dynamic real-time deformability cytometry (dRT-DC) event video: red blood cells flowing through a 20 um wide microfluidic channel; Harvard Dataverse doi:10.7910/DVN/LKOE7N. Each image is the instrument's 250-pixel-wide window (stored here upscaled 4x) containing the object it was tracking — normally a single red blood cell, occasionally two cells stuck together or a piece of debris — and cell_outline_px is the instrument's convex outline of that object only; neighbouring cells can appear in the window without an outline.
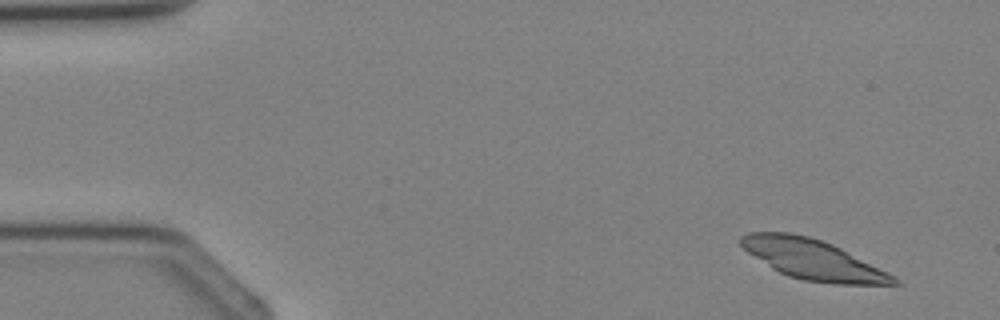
{"species": "Egyptian fruit bat (a non-hibernating species)", "species_latin": "Rousettus aegyptiacus", "temperature_condition": "cold", "stored_images_in_passage": 3, "camera_frame_rate_fps": 3000, "um_per_image_px": 0.085, "animal": {"sex": "female"}, "frame": {"image": 1, "passage_image": 1, "time_ms": 0.0, "image_size_px": [1000, 320], "cell_outline_px": [[904, 284], [836, 284], [804, 280], [788, 276], [772, 268], [748, 252], [740, 244], [740, 236], [748, 232], [792, 232], [808, 236], [832, 244], [896, 276]], "centroid_in_image_um": [69.11, 22.06], "position_along_channel_um": 15.9, "area_um2": 35.37}}